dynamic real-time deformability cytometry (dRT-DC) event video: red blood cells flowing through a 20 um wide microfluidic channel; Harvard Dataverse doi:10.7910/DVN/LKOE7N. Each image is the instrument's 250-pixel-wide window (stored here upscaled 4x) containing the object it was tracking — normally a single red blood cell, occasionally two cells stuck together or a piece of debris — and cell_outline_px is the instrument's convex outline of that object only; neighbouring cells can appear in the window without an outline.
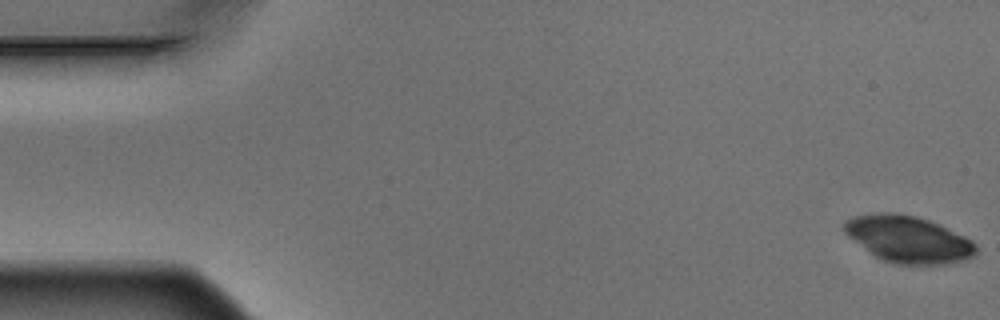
{"species": "Egyptian fruit bat (a non-hibernating species)", "species_latin": "Rousettus aegyptiacus", "temperature_condition": "warm", "stored_images_in_passage": 5, "camera_frame_rate_fps": 3000, "um_per_image_px": 0.085, "animal": {"sex": "male"}, "frame": {"image": 1, "passage_image": 1, "time_ms": 0.0, "image_size_px": [1000, 320], "cell_outline_px": [[976, 256], [968, 260], [948, 264], [892, 264], [880, 260], [848, 236], [840, 228], [852, 216], [876, 212], [896, 212], [916, 216], [940, 224], [972, 240], [976, 244]], "centroid_in_image_um": [77.21, 20.34], "position_along_channel_um": 7.8, "area_um2": 36.36}}